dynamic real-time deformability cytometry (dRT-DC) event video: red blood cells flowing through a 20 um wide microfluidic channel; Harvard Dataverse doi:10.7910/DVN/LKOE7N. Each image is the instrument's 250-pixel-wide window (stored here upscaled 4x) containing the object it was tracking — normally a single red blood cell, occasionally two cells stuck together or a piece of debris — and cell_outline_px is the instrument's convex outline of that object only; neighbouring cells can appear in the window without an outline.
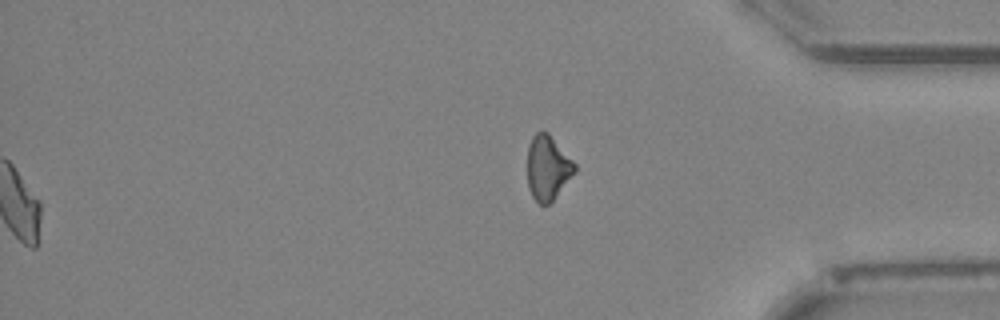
{"species": "Egyptian fruit bat (a non-hibernating species)", "species_latin": "Rousettus aegyptiacus", "temperature_condition": "cold", "stored_images_in_passage": 51, "segment_of_instrument_passage": [2, 2], "camera_frame_rate_fps": 3000, "um_per_image_px": 0.085, "animal": {"sex": "female"}, "frame": {"image": 1, "passage_image": 51, "time_ms": 16.667, "image_size_px": [1000, 320], "cell_outline_px": [[576, 168], [552, 200], [548, 204], [540, 204], [532, 196], [528, 188], [528, 144], [532, 136], [536, 132], [548, 132], [576, 164]], "centroid_in_image_um": [46.52, 14.22], "position_along_channel_um": 388.7, "area_um2": 17.34}}